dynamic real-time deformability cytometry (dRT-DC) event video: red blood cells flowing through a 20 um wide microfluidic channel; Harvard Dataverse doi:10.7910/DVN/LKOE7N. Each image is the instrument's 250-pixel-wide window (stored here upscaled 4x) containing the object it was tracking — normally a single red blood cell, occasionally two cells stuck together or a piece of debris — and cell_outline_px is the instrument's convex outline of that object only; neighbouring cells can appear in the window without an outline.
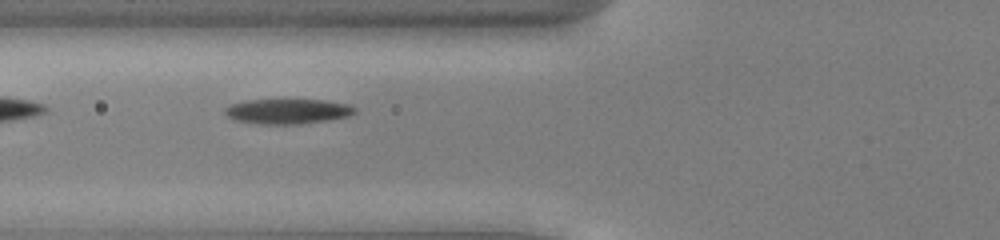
{"species": "common noctule bat (a hibernating species)", "species_latin": "Nyctalus noctula", "temperature_condition": "cold", "stored_images_in_passage": 29, "camera_frame_rate_fps": 3000, "um_per_image_px": 0.085, "animal": {"sex": "male", "body_mass_g": 13.0, "forearm_length_mm": 53.1}, "frame": {"image": 1, "passage_image": 4, "time_ms": 1.0, "image_size_px": [1000, 240], "cell_outline_px": [[356, 112], [348, 116], [328, 120], [300, 124], [264, 124], [236, 120], [228, 116], [224, 112], [224, 108], [228, 104], [248, 100], [324, 100], [348, 104], [356, 108]], "centroid_in_image_um": [24.45, 9.46], "position_along_channel_um": 101.4, "area_um2": 18.84}}
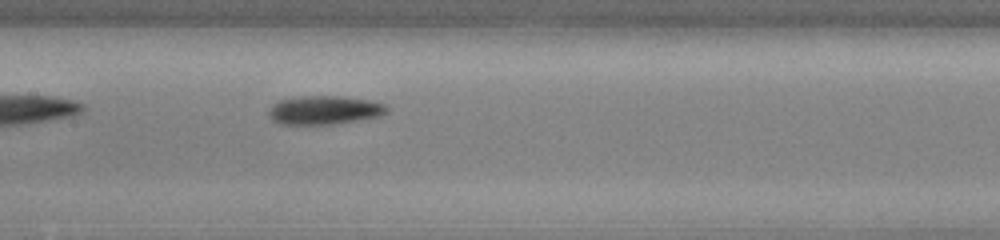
{"frame": {"image": 2, "passage_image": 10, "time_ms": 3.0, "image_size_px": [1000, 240], "cell_outline_px": [[388, 112], [380, 116], [332, 124], [280, 124], [272, 120], [268, 116], [268, 112], [280, 100], [300, 96], [344, 96], [368, 100], [388, 104]], "centroid_in_image_um": [27.61, 9.35], "position_along_channel_um": 179.8, "area_um2": 19.65}}
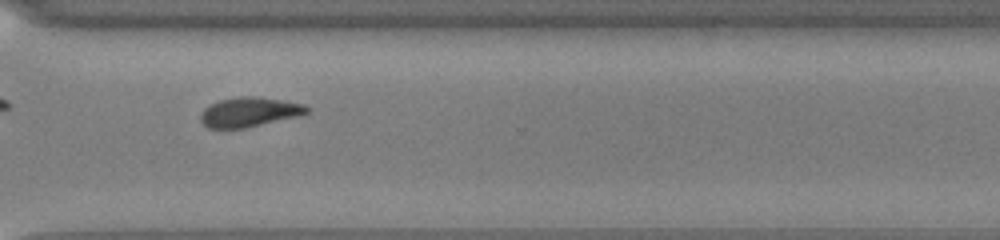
{"frame": {"image": 3, "passage_image": 23, "time_ms": 7.333, "image_size_px": [1000, 240], "cell_outline_px": [[312, 108], [308, 112], [296, 116], [244, 128], [208, 128], [200, 120], [200, 112], [204, 108], [220, 100], [240, 96], [256, 96], [304, 104]], "centroid_in_image_um": [21.17, 9.51], "position_along_channel_um": 349.4, "area_um2": 18.09}, "authors_computed_cell_mechanics": {"area_um2": 19.074, "velocity_mm_per_s": 3.9216, "shape_relaxation_time_tau1_ms": 2.5682, "shape_relaxation_time_tau2_ms": 6.4952, "deformation_change_tau1": 0.1264, "deformation_change_tau2": 0.1194}}